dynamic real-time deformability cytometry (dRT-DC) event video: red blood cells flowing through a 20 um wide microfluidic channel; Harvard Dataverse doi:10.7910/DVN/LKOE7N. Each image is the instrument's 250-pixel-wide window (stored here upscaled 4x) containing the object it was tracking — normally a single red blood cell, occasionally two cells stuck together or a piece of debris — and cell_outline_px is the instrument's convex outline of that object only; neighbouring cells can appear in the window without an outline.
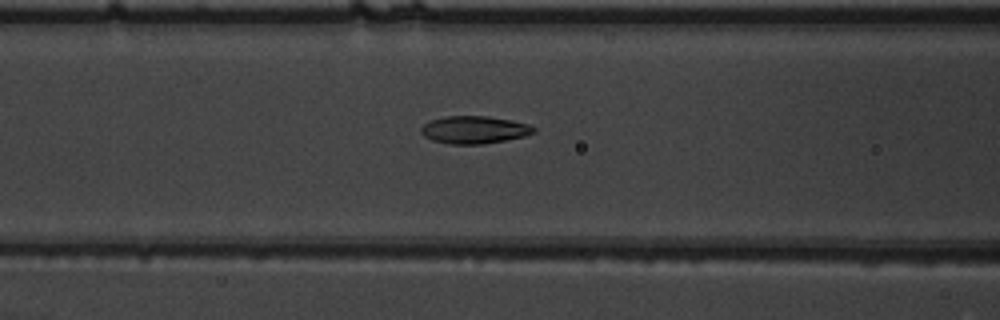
{"species": "common noctule bat (a hibernating species)", "species_latin": "Nyctalus noctula", "temperature_condition": "warm", "stored_images_in_passage": 54, "camera_frame_rate_fps": 3000, "um_per_image_px": 0.085, "animal": {"sex": "male", "body_mass_g": 19.5, "forearm_length_mm": 54.6}, "frame": {"image": 1, "passage_image": 23, "time_ms": 7.333, "image_size_px": [1000, 320], "cell_outline_px": [[536, 132], [524, 136], [504, 140], [480, 144], [448, 144], [432, 140], [424, 136], [420, 132], [420, 128], [424, 124], [432, 120], [444, 116], [488, 116], [528, 124], [536, 128]], "centroid_in_image_um": [40.28, 11.03], "position_along_channel_um": 126.3, "area_um2": 17.98}}
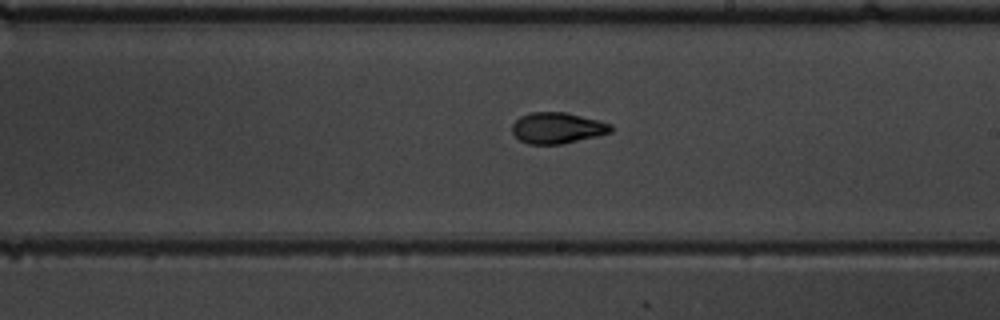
{"frame": {"image": 2, "passage_image": 32, "time_ms": 10.333, "image_size_px": [1000, 320], "cell_outline_px": [[612, 132], [564, 144], [528, 144], [520, 140], [512, 132], [512, 124], [520, 116], [532, 112], [564, 112], [612, 124]], "centroid_in_image_um": [47.35, 10.88], "position_along_channel_um": 241.6, "area_um2": 17.74}}
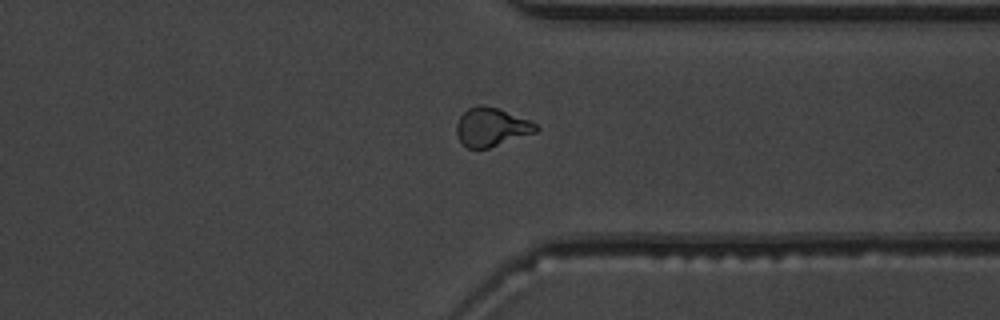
{"frame": {"image": 3, "passage_image": 42, "time_ms": 13.667, "image_size_px": [1000, 320], "cell_outline_px": [[540, 128], [536, 132], [488, 148], [468, 148], [460, 140], [456, 132], [456, 124], [460, 116], [468, 108], [476, 104], [480, 104], [500, 108], [528, 120], [536, 124]], "centroid_in_image_um": [41.76, 10.78], "position_along_channel_um": 369.6, "area_um2": 17.8}, "authors_computed_cell_mechanics": {"area_um2": 18.2359, "velocity_mm_per_s": 3.8439, "shape_relaxation_time_tau1_ms": 5.7326, "shape_relaxation_time_tau2_ms": 1.2917, "deformation_change_tau1": 0.1815, "deformation_change_tau2": 0.0799}}